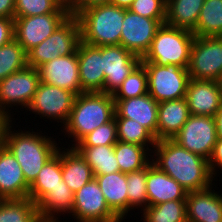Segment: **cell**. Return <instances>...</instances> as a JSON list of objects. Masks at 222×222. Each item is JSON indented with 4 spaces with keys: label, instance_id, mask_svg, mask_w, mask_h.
<instances>
[{
    "label": "cell",
    "instance_id": "cell-1",
    "mask_svg": "<svg viewBox=\"0 0 222 222\" xmlns=\"http://www.w3.org/2000/svg\"><path fill=\"white\" fill-rule=\"evenodd\" d=\"M153 164L175 179L187 192L213 185L208 160L183 148L173 139H162L153 147ZM155 160V161H154Z\"/></svg>",
    "mask_w": 222,
    "mask_h": 222
},
{
    "label": "cell",
    "instance_id": "cell-2",
    "mask_svg": "<svg viewBox=\"0 0 222 222\" xmlns=\"http://www.w3.org/2000/svg\"><path fill=\"white\" fill-rule=\"evenodd\" d=\"M11 123L12 120H8L3 128L2 144L18 161L26 183L31 186L44 164L57 152L58 144L39 132L11 131Z\"/></svg>",
    "mask_w": 222,
    "mask_h": 222
},
{
    "label": "cell",
    "instance_id": "cell-3",
    "mask_svg": "<svg viewBox=\"0 0 222 222\" xmlns=\"http://www.w3.org/2000/svg\"><path fill=\"white\" fill-rule=\"evenodd\" d=\"M114 115L115 102L112 94L83 92L76 96L63 130L68 134V138H74V147L84 136L111 121Z\"/></svg>",
    "mask_w": 222,
    "mask_h": 222
},
{
    "label": "cell",
    "instance_id": "cell-4",
    "mask_svg": "<svg viewBox=\"0 0 222 222\" xmlns=\"http://www.w3.org/2000/svg\"><path fill=\"white\" fill-rule=\"evenodd\" d=\"M76 18L81 29V41L96 47L120 45L125 9L112 5H96L80 11Z\"/></svg>",
    "mask_w": 222,
    "mask_h": 222
},
{
    "label": "cell",
    "instance_id": "cell-5",
    "mask_svg": "<svg viewBox=\"0 0 222 222\" xmlns=\"http://www.w3.org/2000/svg\"><path fill=\"white\" fill-rule=\"evenodd\" d=\"M194 38L192 31L163 24L157 30L141 63H155L160 66L176 64L188 68Z\"/></svg>",
    "mask_w": 222,
    "mask_h": 222
},
{
    "label": "cell",
    "instance_id": "cell-6",
    "mask_svg": "<svg viewBox=\"0 0 222 222\" xmlns=\"http://www.w3.org/2000/svg\"><path fill=\"white\" fill-rule=\"evenodd\" d=\"M81 42V29L76 16L70 15L56 30L28 53V66H39L77 52Z\"/></svg>",
    "mask_w": 222,
    "mask_h": 222
},
{
    "label": "cell",
    "instance_id": "cell-7",
    "mask_svg": "<svg viewBox=\"0 0 222 222\" xmlns=\"http://www.w3.org/2000/svg\"><path fill=\"white\" fill-rule=\"evenodd\" d=\"M148 76V93L158 103L185 98L190 75L176 64L141 63Z\"/></svg>",
    "mask_w": 222,
    "mask_h": 222
},
{
    "label": "cell",
    "instance_id": "cell-8",
    "mask_svg": "<svg viewBox=\"0 0 222 222\" xmlns=\"http://www.w3.org/2000/svg\"><path fill=\"white\" fill-rule=\"evenodd\" d=\"M187 71L190 79L219 82L222 77V36H195Z\"/></svg>",
    "mask_w": 222,
    "mask_h": 222
},
{
    "label": "cell",
    "instance_id": "cell-9",
    "mask_svg": "<svg viewBox=\"0 0 222 222\" xmlns=\"http://www.w3.org/2000/svg\"><path fill=\"white\" fill-rule=\"evenodd\" d=\"M39 83L38 69L30 66L1 80L0 115H3L8 120L14 119L11 117L9 108L19 105L22 106V109L23 107L26 109L37 91Z\"/></svg>",
    "mask_w": 222,
    "mask_h": 222
},
{
    "label": "cell",
    "instance_id": "cell-10",
    "mask_svg": "<svg viewBox=\"0 0 222 222\" xmlns=\"http://www.w3.org/2000/svg\"><path fill=\"white\" fill-rule=\"evenodd\" d=\"M172 139L208 160L218 139L215 117L191 114Z\"/></svg>",
    "mask_w": 222,
    "mask_h": 222
},
{
    "label": "cell",
    "instance_id": "cell-11",
    "mask_svg": "<svg viewBox=\"0 0 222 222\" xmlns=\"http://www.w3.org/2000/svg\"><path fill=\"white\" fill-rule=\"evenodd\" d=\"M76 96L74 92L40 81L26 110L35 112L41 118L47 116V119L58 120V123L60 120L64 126L69 119Z\"/></svg>",
    "mask_w": 222,
    "mask_h": 222
},
{
    "label": "cell",
    "instance_id": "cell-12",
    "mask_svg": "<svg viewBox=\"0 0 222 222\" xmlns=\"http://www.w3.org/2000/svg\"><path fill=\"white\" fill-rule=\"evenodd\" d=\"M71 214L77 222H122L107 205L95 178L74 193Z\"/></svg>",
    "mask_w": 222,
    "mask_h": 222
},
{
    "label": "cell",
    "instance_id": "cell-13",
    "mask_svg": "<svg viewBox=\"0 0 222 222\" xmlns=\"http://www.w3.org/2000/svg\"><path fill=\"white\" fill-rule=\"evenodd\" d=\"M69 16V13H48L14 17V39L28 53L48 38Z\"/></svg>",
    "mask_w": 222,
    "mask_h": 222
},
{
    "label": "cell",
    "instance_id": "cell-14",
    "mask_svg": "<svg viewBox=\"0 0 222 222\" xmlns=\"http://www.w3.org/2000/svg\"><path fill=\"white\" fill-rule=\"evenodd\" d=\"M161 26L156 19L146 18L125 9L120 45L142 59Z\"/></svg>",
    "mask_w": 222,
    "mask_h": 222
},
{
    "label": "cell",
    "instance_id": "cell-15",
    "mask_svg": "<svg viewBox=\"0 0 222 222\" xmlns=\"http://www.w3.org/2000/svg\"><path fill=\"white\" fill-rule=\"evenodd\" d=\"M140 63L141 58L122 45L102 46L103 93L113 94Z\"/></svg>",
    "mask_w": 222,
    "mask_h": 222
},
{
    "label": "cell",
    "instance_id": "cell-16",
    "mask_svg": "<svg viewBox=\"0 0 222 222\" xmlns=\"http://www.w3.org/2000/svg\"><path fill=\"white\" fill-rule=\"evenodd\" d=\"M40 81L74 92L81 93L77 52L59 56L38 68Z\"/></svg>",
    "mask_w": 222,
    "mask_h": 222
},
{
    "label": "cell",
    "instance_id": "cell-17",
    "mask_svg": "<svg viewBox=\"0 0 222 222\" xmlns=\"http://www.w3.org/2000/svg\"><path fill=\"white\" fill-rule=\"evenodd\" d=\"M190 114L215 117L222 103L218 81L190 79L186 96Z\"/></svg>",
    "mask_w": 222,
    "mask_h": 222
},
{
    "label": "cell",
    "instance_id": "cell-18",
    "mask_svg": "<svg viewBox=\"0 0 222 222\" xmlns=\"http://www.w3.org/2000/svg\"><path fill=\"white\" fill-rule=\"evenodd\" d=\"M78 69L83 92H103L105 74L102 64V46L80 42L77 49Z\"/></svg>",
    "mask_w": 222,
    "mask_h": 222
},
{
    "label": "cell",
    "instance_id": "cell-19",
    "mask_svg": "<svg viewBox=\"0 0 222 222\" xmlns=\"http://www.w3.org/2000/svg\"><path fill=\"white\" fill-rule=\"evenodd\" d=\"M115 118H130L147 128L157 140L158 102L149 93L128 99L114 100Z\"/></svg>",
    "mask_w": 222,
    "mask_h": 222
},
{
    "label": "cell",
    "instance_id": "cell-20",
    "mask_svg": "<svg viewBox=\"0 0 222 222\" xmlns=\"http://www.w3.org/2000/svg\"><path fill=\"white\" fill-rule=\"evenodd\" d=\"M212 188L187 192L188 222H222V194Z\"/></svg>",
    "mask_w": 222,
    "mask_h": 222
},
{
    "label": "cell",
    "instance_id": "cell-21",
    "mask_svg": "<svg viewBox=\"0 0 222 222\" xmlns=\"http://www.w3.org/2000/svg\"><path fill=\"white\" fill-rule=\"evenodd\" d=\"M30 186L26 183L23 171L12 155L0 145V200L22 199L28 197Z\"/></svg>",
    "mask_w": 222,
    "mask_h": 222
},
{
    "label": "cell",
    "instance_id": "cell-22",
    "mask_svg": "<svg viewBox=\"0 0 222 222\" xmlns=\"http://www.w3.org/2000/svg\"><path fill=\"white\" fill-rule=\"evenodd\" d=\"M146 191L148 206L172 200H186L187 191L151 161L147 165Z\"/></svg>",
    "mask_w": 222,
    "mask_h": 222
},
{
    "label": "cell",
    "instance_id": "cell-23",
    "mask_svg": "<svg viewBox=\"0 0 222 222\" xmlns=\"http://www.w3.org/2000/svg\"><path fill=\"white\" fill-rule=\"evenodd\" d=\"M190 115L186 98L158 103L157 141L172 139Z\"/></svg>",
    "mask_w": 222,
    "mask_h": 222
},
{
    "label": "cell",
    "instance_id": "cell-24",
    "mask_svg": "<svg viewBox=\"0 0 222 222\" xmlns=\"http://www.w3.org/2000/svg\"><path fill=\"white\" fill-rule=\"evenodd\" d=\"M109 208L121 219L128 214L126 173L94 175Z\"/></svg>",
    "mask_w": 222,
    "mask_h": 222
},
{
    "label": "cell",
    "instance_id": "cell-25",
    "mask_svg": "<svg viewBox=\"0 0 222 222\" xmlns=\"http://www.w3.org/2000/svg\"><path fill=\"white\" fill-rule=\"evenodd\" d=\"M65 150L61 151L62 179L75 193L90 182L94 175L91 167L74 147Z\"/></svg>",
    "mask_w": 222,
    "mask_h": 222
},
{
    "label": "cell",
    "instance_id": "cell-26",
    "mask_svg": "<svg viewBox=\"0 0 222 222\" xmlns=\"http://www.w3.org/2000/svg\"><path fill=\"white\" fill-rule=\"evenodd\" d=\"M61 148L44 164L36 180L29 188L28 198L36 205L57 186H64L61 168Z\"/></svg>",
    "mask_w": 222,
    "mask_h": 222
},
{
    "label": "cell",
    "instance_id": "cell-27",
    "mask_svg": "<svg viewBox=\"0 0 222 222\" xmlns=\"http://www.w3.org/2000/svg\"><path fill=\"white\" fill-rule=\"evenodd\" d=\"M205 0H167L165 24L193 31Z\"/></svg>",
    "mask_w": 222,
    "mask_h": 222
},
{
    "label": "cell",
    "instance_id": "cell-28",
    "mask_svg": "<svg viewBox=\"0 0 222 222\" xmlns=\"http://www.w3.org/2000/svg\"><path fill=\"white\" fill-rule=\"evenodd\" d=\"M91 167L93 175L110 174L120 171L114 145L74 146Z\"/></svg>",
    "mask_w": 222,
    "mask_h": 222
},
{
    "label": "cell",
    "instance_id": "cell-29",
    "mask_svg": "<svg viewBox=\"0 0 222 222\" xmlns=\"http://www.w3.org/2000/svg\"><path fill=\"white\" fill-rule=\"evenodd\" d=\"M74 193L67 185L57 186L37 204L40 218L43 221H58L57 216L61 212L72 213ZM56 213V214H55Z\"/></svg>",
    "mask_w": 222,
    "mask_h": 222
},
{
    "label": "cell",
    "instance_id": "cell-30",
    "mask_svg": "<svg viewBox=\"0 0 222 222\" xmlns=\"http://www.w3.org/2000/svg\"><path fill=\"white\" fill-rule=\"evenodd\" d=\"M0 222H42L37 205L28 197L0 200Z\"/></svg>",
    "mask_w": 222,
    "mask_h": 222
},
{
    "label": "cell",
    "instance_id": "cell-31",
    "mask_svg": "<svg viewBox=\"0 0 222 222\" xmlns=\"http://www.w3.org/2000/svg\"><path fill=\"white\" fill-rule=\"evenodd\" d=\"M115 156L122 173H130L145 168L151 161L148 149L137 144L117 141L114 145Z\"/></svg>",
    "mask_w": 222,
    "mask_h": 222
},
{
    "label": "cell",
    "instance_id": "cell-32",
    "mask_svg": "<svg viewBox=\"0 0 222 222\" xmlns=\"http://www.w3.org/2000/svg\"><path fill=\"white\" fill-rule=\"evenodd\" d=\"M195 36H222V0H205L195 29Z\"/></svg>",
    "mask_w": 222,
    "mask_h": 222
},
{
    "label": "cell",
    "instance_id": "cell-33",
    "mask_svg": "<svg viewBox=\"0 0 222 222\" xmlns=\"http://www.w3.org/2000/svg\"><path fill=\"white\" fill-rule=\"evenodd\" d=\"M144 222H188L186 200H172L143 209Z\"/></svg>",
    "mask_w": 222,
    "mask_h": 222
},
{
    "label": "cell",
    "instance_id": "cell-34",
    "mask_svg": "<svg viewBox=\"0 0 222 222\" xmlns=\"http://www.w3.org/2000/svg\"><path fill=\"white\" fill-rule=\"evenodd\" d=\"M115 121L118 141L144 146L150 151L156 145L155 136L137 121L130 118H115Z\"/></svg>",
    "mask_w": 222,
    "mask_h": 222
},
{
    "label": "cell",
    "instance_id": "cell-35",
    "mask_svg": "<svg viewBox=\"0 0 222 222\" xmlns=\"http://www.w3.org/2000/svg\"><path fill=\"white\" fill-rule=\"evenodd\" d=\"M27 66V53L15 39L0 47V81Z\"/></svg>",
    "mask_w": 222,
    "mask_h": 222
},
{
    "label": "cell",
    "instance_id": "cell-36",
    "mask_svg": "<svg viewBox=\"0 0 222 222\" xmlns=\"http://www.w3.org/2000/svg\"><path fill=\"white\" fill-rule=\"evenodd\" d=\"M148 93V76L140 63L112 94L114 100L139 97Z\"/></svg>",
    "mask_w": 222,
    "mask_h": 222
},
{
    "label": "cell",
    "instance_id": "cell-37",
    "mask_svg": "<svg viewBox=\"0 0 222 222\" xmlns=\"http://www.w3.org/2000/svg\"><path fill=\"white\" fill-rule=\"evenodd\" d=\"M127 195H128V212L135 207L148 206L146 180L147 166L141 170L126 173Z\"/></svg>",
    "mask_w": 222,
    "mask_h": 222
},
{
    "label": "cell",
    "instance_id": "cell-38",
    "mask_svg": "<svg viewBox=\"0 0 222 222\" xmlns=\"http://www.w3.org/2000/svg\"><path fill=\"white\" fill-rule=\"evenodd\" d=\"M48 13H69V11L56 0H15L14 17H28Z\"/></svg>",
    "mask_w": 222,
    "mask_h": 222
},
{
    "label": "cell",
    "instance_id": "cell-39",
    "mask_svg": "<svg viewBox=\"0 0 222 222\" xmlns=\"http://www.w3.org/2000/svg\"><path fill=\"white\" fill-rule=\"evenodd\" d=\"M117 138V125L115 117L106 124L84 136L75 146L115 145Z\"/></svg>",
    "mask_w": 222,
    "mask_h": 222
},
{
    "label": "cell",
    "instance_id": "cell-40",
    "mask_svg": "<svg viewBox=\"0 0 222 222\" xmlns=\"http://www.w3.org/2000/svg\"><path fill=\"white\" fill-rule=\"evenodd\" d=\"M167 0H134L128 8L133 13L156 19L162 25L166 21Z\"/></svg>",
    "mask_w": 222,
    "mask_h": 222
},
{
    "label": "cell",
    "instance_id": "cell-41",
    "mask_svg": "<svg viewBox=\"0 0 222 222\" xmlns=\"http://www.w3.org/2000/svg\"><path fill=\"white\" fill-rule=\"evenodd\" d=\"M14 39V18H0V47Z\"/></svg>",
    "mask_w": 222,
    "mask_h": 222
},
{
    "label": "cell",
    "instance_id": "cell-42",
    "mask_svg": "<svg viewBox=\"0 0 222 222\" xmlns=\"http://www.w3.org/2000/svg\"><path fill=\"white\" fill-rule=\"evenodd\" d=\"M208 165L212 176H215V174L217 173V167H220V169L222 170V138L217 139L212 154L208 159Z\"/></svg>",
    "mask_w": 222,
    "mask_h": 222
},
{
    "label": "cell",
    "instance_id": "cell-43",
    "mask_svg": "<svg viewBox=\"0 0 222 222\" xmlns=\"http://www.w3.org/2000/svg\"><path fill=\"white\" fill-rule=\"evenodd\" d=\"M110 0H74L73 4L68 8L69 14L76 16L80 11L87 8L109 4Z\"/></svg>",
    "mask_w": 222,
    "mask_h": 222
},
{
    "label": "cell",
    "instance_id": "cell-44",
    "mask_svg": "<svg viewBox=\"0 0 222 222\" xmlns=\"http://www.w3.org/2000/svg\"><path fill=\"white\" fill-rule=\"evenodd\" d=\"M15 0H0V18H14Z\"/></svg>",
    "mask_w": 222,
    "mask_h": 222
},
{
    "label": "cell",
    "instance_id": "cell-45",
    "mask_svg": "<svg viewBox=\"0 0 222 222\" xmlns=\"http://www.w3.org/2000/svg\"><path fill=\"white\" fill-rule=\"evenodd\" d=\"M215 121H216V128H217L218 138H222V103H221L220 108L218 109V111L215 115Z\"/></svg>",
    "mask_w": 222,
    "mask_h": 222
},
{
    "label": "cell",
    "instance_id": "cell-46",
    "mask_svg": "<svg viewBox=\"0 0 222 222\" xmlns=\"http://www.w3.org/2000/svg\"><path fill=\"white\" fill-rule=\"evenodd\" d=\"M134 0H110V4L128 9Z\"/></svg>",
    "mask_w": 222,
    "mask_h": 222
},
{
    "label": "cell",
    "instance_id": "cell-47",
    "mask_svg": "<svg viewBox=\"0 0 222 222\" xmlns=\"http://www.w3.org/2000/svg\"><path fill=\"white\" fill-rule=\"evenodd\" d=\"M8 119L5 117H0V145L2 144V132L5 124L7 123Z\"/></svg>",
    "mask_w": 222,
    "mask_h": 222
},
{
    "label": "cell",
    "instance_id": "cell-48",
    "mask_svg": "<svg viewBox=\"0 0 222 222\" xmlns=\"http://www.w3.org/2000/svg\"><path fill=\"white\" fill-rule=\"evenodd\" d=\"M61 6L67 9L73 4L74 0H56Z\"/></svg>",
    "mask_w": 222,
    "mask_h": 222
},
{
    "label": "cell",
    "instance_id": "cell-49",
    "mask_svg": "<svg viewBox=\"0 0 222 222\" xmlns=\"http://www.w3.org/2000/svg\"><path fill=\"white\" fill-rule=\"evenodd\" d=\"M219 83H220L221 90H222V77H221V79L219 80Z\"/></svg>",
    "mask_w": 222,
    "mask_h": 222
},
{
    "label": "cell",
    "instance_id": "cell-50",
    "mask_svg": "<svg viewBox=\"0 0 222 222\" xmlns=\"http://www.w3.org/2000/svg\"><path fill=\"white\" fill-rule=\"evenodd\" d=\"M42 222H58V221H43V220H42ZM59 222H60V221H59Z\"/></svg>",
    "mask_w": 222,
    "mask_h": 222
}]
</instances>
